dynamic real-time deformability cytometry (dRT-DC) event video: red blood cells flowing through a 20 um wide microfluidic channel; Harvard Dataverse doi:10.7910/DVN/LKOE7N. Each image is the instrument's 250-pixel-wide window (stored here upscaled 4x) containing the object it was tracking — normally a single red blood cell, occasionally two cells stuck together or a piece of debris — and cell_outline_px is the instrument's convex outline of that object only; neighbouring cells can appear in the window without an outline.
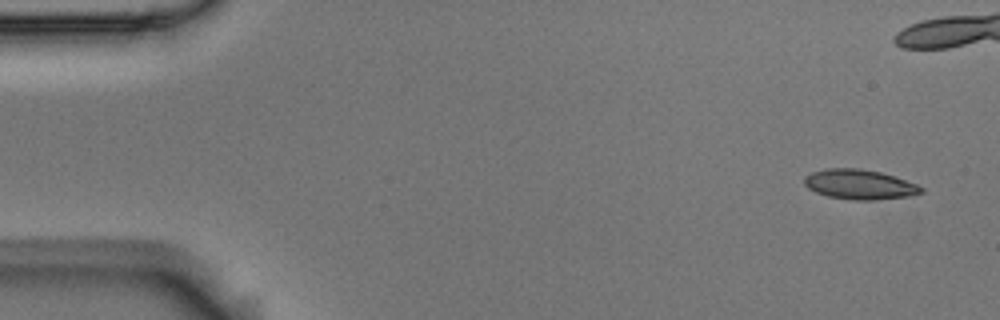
{"species": "Egyptian fruit bat (a non-hibernating species)", "species_latin": "Rousettus aegyptiacus", "temperature_condition": "room temperature", "stored_images_in_passage": 5, "camera_frame_rate_fps": 3000, "um_per_image_px": 0.085, "animal": {"sex": "male"}, "frame": {"image": 1, "passage_image": 1, "time_ms": 0.0, "image_size_px": [1000, 320], "cell_outline_px": [[924, 192], [912, 196], [872, 200], [852, 200], [828, 196], [816, 192], [808, 188], [804, 184], [804, 176], [812, 172], [828, 168], [860, 168], [880, 172], [916, 184], [924, 188]], "centroid_in_image_um": [73.06, 15.68], "position_along_channel_um": 11.9, "area_um2": 20.29}}